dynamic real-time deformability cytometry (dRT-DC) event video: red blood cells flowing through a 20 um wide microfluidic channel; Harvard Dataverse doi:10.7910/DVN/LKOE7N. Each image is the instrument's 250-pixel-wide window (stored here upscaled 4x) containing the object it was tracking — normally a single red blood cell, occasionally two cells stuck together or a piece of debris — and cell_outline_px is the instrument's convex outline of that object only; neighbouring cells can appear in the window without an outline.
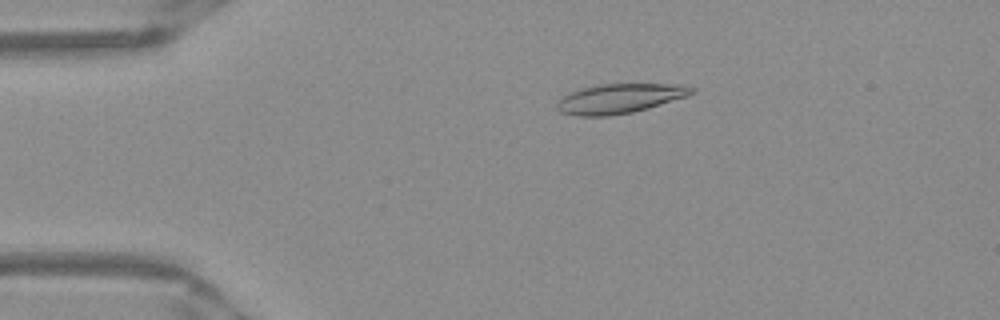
{"species": "Egyptian fruit bat (a non-hibernating species)", "species_latin": "Rousettus aegyptiacus", "temperature_condition": "warm", "stored_images_in_passage": 51, "camera_frame_rate_fps": 3000, "um_per_image_px": 0.085, "frame": {"image": 1, "passage_image": 10, "time_ms": 3.0, "image_size_px": [1000, 320], "cell_outline_px": [[696, 92], [688, 96], [648, 108], [632, 112], [608, 116], [576, 116], [560, 112], [556, 108], [556, 100], [580, 88], [600, 84], [680, 84], [696, 88]], "centroid_in_image_um": [52.67, 8.37], "position_along_channel_um": 32.3, "area_um2": 23.35}}
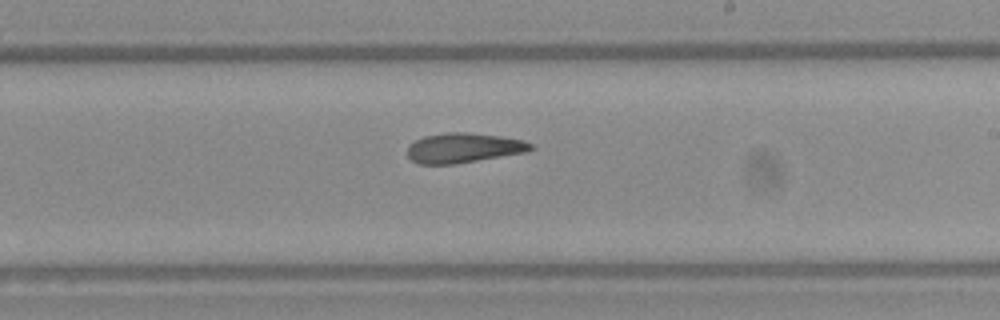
{"frame": {"image": 2, "passage_image": 30, "time_ms": 9.667, "image_size_px": [1000, 320], "cell_outline_px": [[536, 148], [528, 152], [456, 164], [420, 164], [412, 160], [408, 156], [408, 144], [424, 136], [448, 132], [464, 132], [500, 136], [524, 140], [532, 144]], "centroid_in_image_um": [39.44, 12.57], "position_along_channel_um": 249.6, "area_um2": 21.56}}
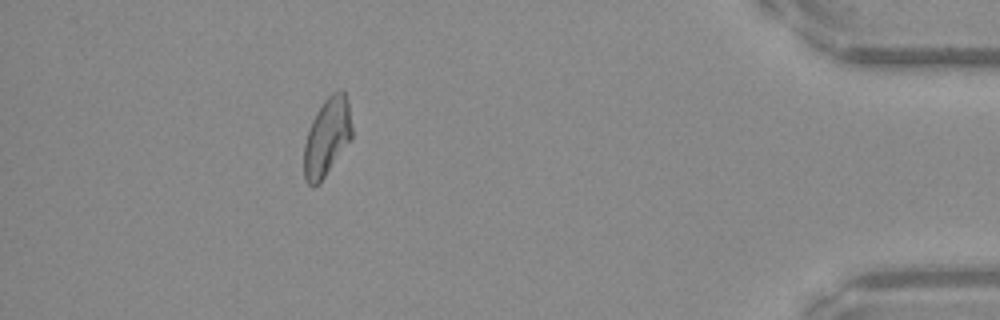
{"frame": {"image": 3, "passage_image": 46, "time_ms": 15.0, "image_size_px": [1000, 320], "cell_outline_px": [[352, 136], [324, 176], [312, 188], [308, 184], [304, 176], [304, 144], [312, 120], [316, 112], [324, 100], [332, 92], [340, 88], [344, 88], [348, 100], [352, 128]], "centroid_in_image_um": [27.79, 11.57], "position_along_channel_um": 407.4, "area_um2": 21.5}, "authors_computed_cell_mechanics": {"area_um2": 22.3686, "velocity_mm_per_s": 3.954, "shape_relaxation_time_tau1_ms": null, "shape_relaxation_time_tau2_ms": 4.7636, "deformation_change_tau1": null, "deformation_change_tau2": 0.1422}}